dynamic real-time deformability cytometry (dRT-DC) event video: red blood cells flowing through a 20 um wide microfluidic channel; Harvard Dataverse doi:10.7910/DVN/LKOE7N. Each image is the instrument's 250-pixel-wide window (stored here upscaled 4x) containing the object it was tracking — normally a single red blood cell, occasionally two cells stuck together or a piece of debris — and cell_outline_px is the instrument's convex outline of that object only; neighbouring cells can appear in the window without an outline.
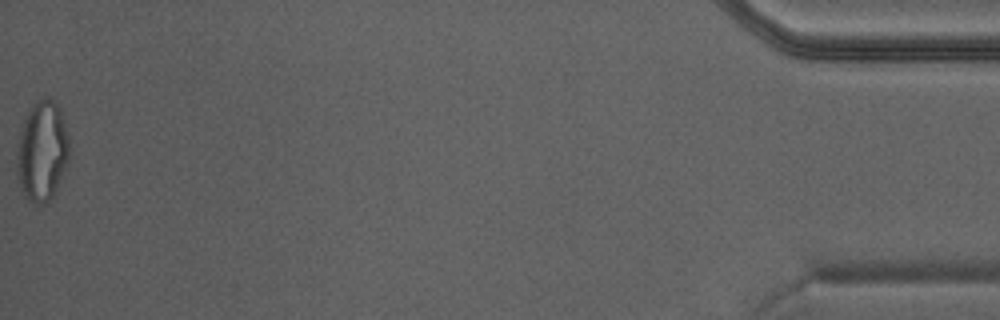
{"species": "Egyptian fruit bat (a non-hibernating species)", "species_latin": "Rousettus aegyptiacus", "temperature_condition": "warm", "stored_images_in_passage": 43, "camera_frame_rate_fps": 3000, "um_per_image_px": 0.085, "animal": {"sex": "male"}, "frame": {"image": 1, "passage_image": 43, "time_ms": 14.0, "image_size_px": [1000, 320], "cell_outline_px": [[68, 160], [56, 188], [52, 196], [48, 200], [40, 204], [36, 204], [28, 200], [24, 196], [20, 188], [16, 176], [16, 144], [20, 124], [28, 112], [40, 96], [48, 96], [56, 100], [60, 108], [68, 136]], "centroid_in_image_um": [3.53, 12.79], "position_along_channel_um": 431.7, "area_um2": 31.15}}